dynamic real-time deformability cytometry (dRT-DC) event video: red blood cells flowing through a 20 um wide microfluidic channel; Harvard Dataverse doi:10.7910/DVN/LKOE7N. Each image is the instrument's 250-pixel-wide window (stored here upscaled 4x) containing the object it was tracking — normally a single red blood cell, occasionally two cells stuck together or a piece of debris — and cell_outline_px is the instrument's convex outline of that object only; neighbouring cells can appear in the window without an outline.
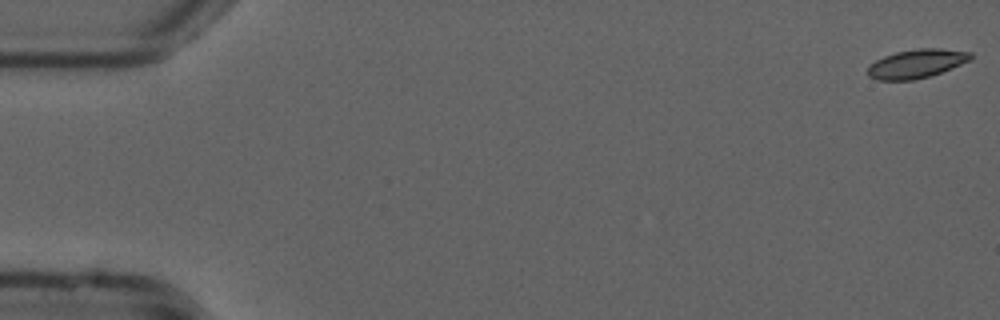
{"species": "common noctule bat (a hibernating species)", "species_latin": "Nyctalus noctula", "temperature_condition": "cold", "stored_images_in_passage": 54, "camera_frame_rate_fps": 3000, "um_per_image_px": 0.085, "animal": {"sex": "male", "forearm_length_mm": 52.5}, "frame": {"image": 1, "passage_image": 1, "time_ms": 0.0, "image_size_px": [1000, 320], "cell_outline_px": [[972, 60], [940, 72], [928, 76], [912, 80], [876, 80], [868, 76], [868, 68], [876, 60], [884, 56], [896, 52], [920, 48], [940, 48], [972, 52]], "centroid_in_image_um": [77.92, 5.4], "position_along_channel_um": 7.1, "area_um2": 17.11}}
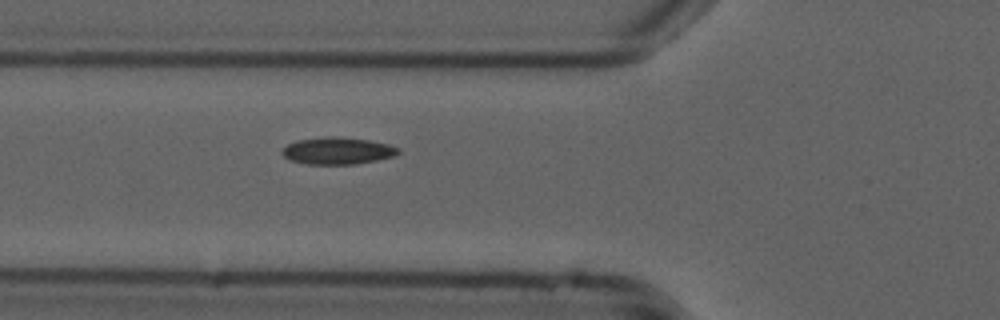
{"frame": {"image": 2, "passage_image": 20, "time_ms": 6.333, "image_size_px": [1000, 320], "cell_outline_px": [[400, 152], [396, 156], [356, 164], [308, 164], [288, 160], [280, 152], [288, 144], [296, 140], [328, 136], [332, 136], [368, 140], [388, 144], [400, 148]], "centroid_in_image_um": [28.69, 12.82], "position_along_channel_um": 97.1, "area_um2": 18.32}}
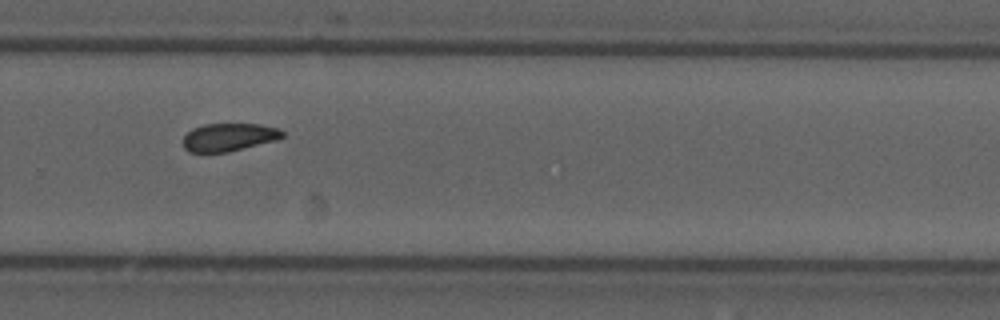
{"frame": {"image": 3, "passage_image": 37, "time_ms": 12.0, "image_size_px": [1000, 320], "cell_outline_px": [[284, 136], [276, 140], [228, 152], [188, 152], [184, 148], [184, 136], [192, 128], [204, 124], [260, 124], [276, 128], [284, 132]], "centroid_in_image_um": [19.44, 11.66], "position_along_channel_um": 310.4, "area_um2": 16.07}, "authors_computed_cell_mechanics": {"area_um2": 17.1377, "velocity_mm_per_s": 3.7663, "shape_relaxation_time_tau1_ms": 6.8098, "shape_relaxation_time_tau2_ms": 3.8189, "deformation_change_tau1": 0.1265, "deformation_change_tau2": 0.0768}}